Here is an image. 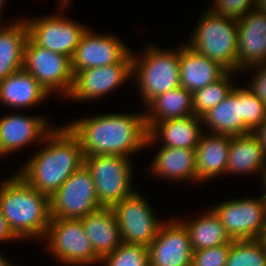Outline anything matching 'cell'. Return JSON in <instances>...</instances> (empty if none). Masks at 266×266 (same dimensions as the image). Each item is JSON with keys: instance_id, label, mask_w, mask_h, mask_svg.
<instances>
[{"instance_id": "cell-1", "label": "cell", "mask_w": 266, "mask_h": 266, "mask_svg": "<svg viewBox=\"0 0 266 266\" xmlns=\"http://www.w3.org/2000/svg\"><path fill=\"white\" fill-rule=\"evenodd\" d=\"M66 125L79 138L84 156L128 157L146 147L145 113H110Z\"/></svg>"}, {"instance_id": "cell-2", "label": "cell", "mask_w": 266, "mask_h": 266, "mask_svg": "<svg viewBox=\"0 0 266 266\" xmlns=\"http://www.w3.org/2000/svg\"><path fill=\"white\" fill-rule=\"evenodd\" d=\"M54 128L44 139L46 146L33 154L17 172L39 192L51 197L82 165L79 138L66 125Z\"/></svg>"}, {"instance_id": "cell-3", "label": "cell", "mask_w": 266, "mask_h": 266, "mask_svg": "<svg viewBox=\"0 0 266 266\" xmlns=\"http://www.w3.org/2000/svg\"><path fill=\"white\" fill-rule=\"evenodd\" d=\"M0 185V208L14 235L19 240L44 238L51 220L50 197L18 173Z\"/></svg>"}, {"instance_id": "cell-4", "label": "cell", "mask_w": 266, "mask_h": 266, "mask_svg": "<svg viewBox=\"0 0 266 266\" xmlns=\"http://www.w3.org/2000/svg\"><path fill=\"white\" fill-rule=\"evenodd\" d=\"M198 22L187 45L236 73L237 20L214 14L207 8Z\"/></svg>"}, {"instance_id": "cell-5", "label": "cell", "mask_w": 266, "mask_h": 266, "mask_svg": "<svg viewBox=\"0 0 266 266\" xmlns=\"http://www.w3.org/2000/svg\"><path fill=\"white\" fill-rule=\"evenodd\" d=\"M148 48L140 58L132 52V74L146 106L160 94L180 87V49Z\"/></svg>"}, {"instance_id": "cell-6", "label": "cell", "mask_w": 266, "mask_h": 266, "mask_svg": "<svg viewBox=\"0 0 266 266\" xmlns=\"http://www.w3.org/2000/svg\"><path fill=\"white\" fill-rule=\"evenodd\" d=\"M130 157L120 155L84 156V165L94 181L97 199L102 207L115 204L132 196V170Z\"/></svg>"}, {"instance_id": "cell-7", "label": "cell", "mask_w": 266, "mask_h": 266, "mask_svg": "<svg viewBox=\"0 0 266 266\" xmlns=\"http://www.w3.org/2000/svg\"><path fill=\"white\" fill-rule=\"evenodd\" d=\"M100 208L94 181L85 165L50 197L51 219H81Z\"/></svg>"}, {"instance_id": "cell-8", "label": "cell", "mask_w": 266, "mask_h": 266, "mask_svg": "<svg viewBox=\"0 0 266 266\" xmlns=\"http://www.w3.org/2000/svg\"><path fill=\"white\" fill-rule=\"evenodd\" d=\"M44 238L50 253L68 266L100 263L80 219H51Z\"/></svg>"}, {"instance_id": "cell-9", "label": "cell", "mask_w": 266, "mask_h": 266, "mask_svg": "<svg viewBox=\"0 0 266 266\" xmlns=\"http://www.w3.org/2000/svg\"><path fill=\"white\" fill-rule=\"evenodd\" d=\"M23 69L30 73L46 91H61L67 97L73 86L72 60L61 53L36 45L28 38L24 49Z\"/></svg>"}, {"instance_id": "cell-10", "label": "cell", "mask_w": 266, "mask_h": 266, "mask_svg": "<svg viewBox=\"0 0 266 266\" xmlns=\"http://www.w3.org/2000/svg\"><path fill=\"white\" fill-rule=\"evenodd\" d=\"M212 210L231 240L259 239L266 230L263 195L259 199H231L219 203Z\"/></svg>"}, {"instance_id": "cell-11", "label": "cell", "mask_w": 266, "mask_h": 266, "mask_svg": "<svg viewBox=\"0 0 266 266\" xmlns=\"http://www.w3.org/2000/svg\"><path fill=\"white\" fill-rule=\"evenodd\" d=\"M120 229L122 243L148 246L157 235L162 221L141 193L135 192L112 207Z\"/></svg>"}, {"instance_id": "cell-12", "label": "cell", "mask_w": 266, "mask_h": 266, "mask_svg": "<svg viewBox=\"0 0 266 266\" xmlns=\"http://www.w3.org/2000/svg\"><path fill=\"white\" fill-rule=\"evenodd\" d=\"M60 15L25 20L29 38L41 48L61 53L72 59L87 27Z\"/></svg>"}, {"instance_id": "cell-13", "label": "cell", "mask_w": 266, "mask_h": 266, "mask_svg": "<svg viewBox=\"0 0 266 266\" xmlns=\"http://www.w3.org/2000/svg\"><path fill=\"white\" fill-rule=\"evenodd\" d=\"M149 266H192L193 247L188 230L178 219L163 222L147 246Z\"/></svg>"}, {"instance_id": "cell-14", "label": "cell", "mask_w": 266, "mask_h": 266, "mask_svg": "<svg viewBox=\"0 0 266 266\" xmlns=\"http://www.w3.org/2000/svg\"><path fill=\"white\" fill-rule=\"evenodd\" d=\"M132 52L121 62L77 71L73 86L66 98L75 100L97 99L113 91L132 77Z\"/></svg>"}, {"instance_id": "cell-15", "label": "cell", "mask_w": 266, "mask_h": 266, "mask_svg": "<svg viewBox=\"0 0 266 266\" xmlns=\"http://www.w3.org/2000/svg\"><path fill=\"white\" fill-rule=\"evenodd\" d=\"M130 52L131 50L114 35L94 34L87 28L71 59L73 73L119 63Z\"/></svg>"}, {"instance_id": "cell-16", "label": "cell", "mask_w": 266, "mask_h": 266, "mask_svg": "<svg viewBox=\"0 0 266 266\" xmlns=\"http://www.w3.org/2000/svg\"><path fill=\"white\" fill-rule=\"evenodd\" d=\"M237 22L236 72L266 65V11L252 9Z\"/></svg>"}, {"instance_id": "cell-17", "label": "cell", "mask_w": 266, "mask_h": 266, "mask_svg": "<svg viewBox=\"0 0 266 266\" xmlns=\"http://www.w3.org/2000/svg\"><path fill=\"white\" fill-rule=\"evenodd\" d=\"M46 118L23 114H7L0 118V155L22 149L35 140H42L54 129Z\"/></svg>"}, {"instance_id": "cell-18", "label": "cell", "mask_w": 266, "mask_h": 266, "mask_svg": "<svg viewBox=\"0 0 266 266\" xmlns=\"http://www.w3.org/2000/svg\"><path fill=\"white\" fill-rule=\"evenodd\" d=\"M201 123V117L195 115L155 123L148 130L146 147L161 137L164 147L196 149L204 134L199 128Z\"/></svg>"}, {"instance_id": "cell-19", "label": "cell", "mask_w": 266, "mask_h": 266, "mask_svg": "<svg viewBox=\"0 0 266 266\" xmlns=\"http://www.w3.org/2000/svg\"><path fill=\"white\" fill-rule=\"evenodd\" d=\"M95 255L101 260L121 244V234L112 208L102 207L80 219Z\"/></svg>"}, {"instance_id": "cell-20", "label": "cell", "mask_w": 266, "mask_h": 266, "mask_svg": "<svg viewBox=\"0 0 266 266\" xmlns=\"http://www.w3.org/2000/svg\"><path fill=\"white\" fill-rule=\"evenodd\" d=\"M226 72L218 62L196 53L187 44L180 47V86L191 93L215 82Z\"/></svg>"}, {"instance_id": "cell-21", "label": "cell", "mask_w": 266, "mask_h": 266, "mask_svg": "<svg viewBox=\"0 0 266 266\" xmlns=\"http://www.w3.org/2000/svg\"><path fill=\"white\" fill-rule=\"evenodd\" d=\"M230 147V136L201 135L195 149L197 182L226 174Z\"/></svg>"}, {"instance_id": "cell-22", "label": "cell", "mask_w": 266, "mask_h": 266, "mask_svg": "<svg viewBox=\"0 0 266 266\" xmlns=\"http://www.w3.org/2000/svg\"><path fill=\"white\" fill-rule=\"evenodd\" d=\"M50 95L46 89L24 69L0 81V102L14 108L31 107Z\"/></svg>"}, {"instance_id": "cell-23", "label": "cell", "mask_w": 266, "mask_h": 266, "mask_svg": "<svg viewBox=\"0 0 266 266\" xmlns=\"http://www.w3.org/2000/svg\"><path fill=\"white\" fill-rule=\"evenodd\" d=\"M151 166L152 173L168 180L197 182L195 149L162 146Z\"/></svg>"}, {"instance_id": "cell-24", "label": "cell", "mask_w": 266, "mask_h": 266, "mask_svg": "<svg viewBox=\"0 0 266 266\" xmlns=\"http://www.w3.org/2000/svg\"><path fill=\"white\" fill-rule=\"evenodd\" d=\"M28 38V26L24 19L0 30V81L23 69Z\"/></svg>"}, {"instance_id": "cell-25", "label": "cell", "mask_w": 266, "mask_h": 266, "mask_svg": "<svg viewBox=\"0 0 266 266\" xmlns=\"http://www.w3.org/2000/svg\"><path fill=\"white\" fill-rule=\"evenodd\" d=\"M266 156L258 139L252 134L230 136V147L226 173H264Z\"/></svg>"}, {"instance_id": "cell-26", "label": "cell", "mask_w": 266, "mask_h": 266, "mask_svg": "<svg viewBox=\"0 0 266 266\" xmlns=\"http://www.w3.org/2000/svg\"><path fill=\"white\" fill-rule=\"evenodd\" d=\"M202 124L211 128L210 134L240 136L242 131L240 88L234 87L231 93L216 106L201 116Z\"/></svg>"}, {"instance_id": "cell-27", "label": "cell", "mask_w": 266, "mask_h": 266, "mask_svg": "<svg viewBox=\"0 0 266 266\" xmlns=\"http://www.w3.org/2000/svg\"><path fill=\"white\" fill-rule=\"evenodd\" d=\"M146 107L147 130L155 123L193 115L192 93L183 87L170 90L154 98Z\"/></svg>"}, {"instance_id": "cell-28", "label": "cell", "mask_w": 266, "mask_h": 266, "mask_svg": "<svg viewBox=\"0 0 266 266\" xmlns=\"http://www.w3.org/2000/svg\"><path fill=\"white\" fill-rule=\"evenodd\" d=\"M180 221L188 230L194 251L229 244L232 241L212 209L192 222Z\"/></svg>"}, {"instance_id": "cell-29", "label": "cell", "mask_w": 266, "mask_h": 266, "mask_svg": "<svg viewBox=\"0 0 266 266\" xmlns=\"http://www.w3.org/2000/svg\"><path fill=\"white\" fill-rule=\"evenodd\" d=\"M232 73L233 71H227L215 82L192 93L193 115L203 116L231 93L234 88V85L232 86L233 83L230 81V74Z\"/></svg>"}, {"instance_id": "cell-30", "label": "cell", "mask_w": 266, "mask_h": 266, "mask_svg": "<svg viewBox=\"0 0 266 266\" xmlns=\"http://www.w3.org/2000/svg\"><path fill=\"white\" fill-rule=\"evenodd\" d=\"M226 266H266V251L259 239L232 240Z\"/></svg>"}, {"instance_id": "cell-31", "label": "cell", "mask_w": 266, "mask_h": 266, "mask_svg": "<svg viewBox=\"0 0 266 266\" xmlns=\"http://www.w3.org/2000/svg\"><path fill=\"white\" fill-rule=\"evenodd\" d=\"M242 131L252 133L266 120V104L249 88H240Z\"/></svg>"}, {"instance_id": "cell-32", "label": "cell", "mask_w": 266, "mask_h": 266, "mask_svg": "<svg viewBox=\"0 0 266 266\" xmlns=\"http://www.w3.org/2000/svg\"><path fill=\"white\" fill-rule=\"evenodd\" d=\"M100 264L104 266H149L148 248L140 244L122 243L116 250L102 258Z\"/></svg>"}, {"instance_id": "cell-33", "label": "cell", "mask_w": 266, "mask_h": 266, "mask_svg": "<svg viewBox=\"0 0 266 266\" xmlns=\"http://www.w3.org/2000/svg\"><path fill=\"white\" fill-rule=\"evenodd\" d=\"M211 10L214 14L239 20L253 8H256V0H214ZM253 7V8H252Z\"/></svg>"}, {"instance_id": "cell-34", "label": "cell", "mask_w": 266, "mask_h": 266, "mask_svg": "<svg viewBox=\"0 0 266 266\" xmlns=\"http://www.w3.org/2000/svg\"><path fill=\"white\" fill-rule=\"evenodd\" d=\"M230 243L193 252L192 266H226Z\"/></svg>"}, {"instance_id": "cell-35", "label": "cell", "mask_w": 266, "mask_h": 266, "mask_svg": "<svg viewBox=\"0 0 266 266\" xmlns=\"http://www.w3.org/2000/svg\"><path fill=\"white\" fill-rule=\"evenodd\" d=\"M257 67V68H256ZM256 68L257 71L252 78L251 85H249V89L263 102L266 104V65H256L249 67Z\"/></svg>"}, {"instance_id": "cell-36", "label": "cell", "mask_w": 266, "mask_h": 266, "mask_svg": "<svg viewBox=\"0 0 266 266\" xmlns=\"http://www.w3.org/2000/svg\"><path fill=\"white\" fill-rule=\"evenodd\" d=\"M11 240H17L18 238L14 235L12 230L10 229L6 218L3 216L1 208H0V242Z\"/></svg>"}, {"instance_id": "cell-37", "label": "cell", "mask_w": 266, "mask_h": 266, "mask_svg": "<svg viewBox=\"0 0 266 266\" xmlns=\"http://www.w3.org/2000/svg\"><path fill=\"white\" fill-rule=\"evenodd\" d=\"M252 134L258 139L260 142V146L262 150L264 151V154L266 156V120L259 125Z\"/></svg>"}, {"instance_id": "cell-38", "label": "cell", "mask_w": 266, "mask_h": 266, "mask_svg": "<svg viewBox=\"0 0 266 266\" xmlns=\"http://www.w3.org/2000/svg\"><path fill=\"white\" fill-rule=\"evenodd\" d=\"M256 9L266 11V0H256Z\"/></svg>"}, {"instance_id": "cell-39", "label": "cell", "mask_w": 266, "mask_h": 266, "mask_svg": "<svg viewBox=\"0 0 266 266\" xmlns=\"http://www.w3.org/2000/svg\"><path fill=\"white\" fill-rule=\"evenodd\" d=\"M2 254H0V266H13L12 263L9 262V260H6Z\"/></svg>"}, {"instance_id": "cell-40", "label": "cell", "mask_w": 266, "mask_h": 266, "mask_svg": "<svg viewBox=\"0 0 266 266\" xmlns=\"http://www.w3.org/2000/svg\"><path fill=\"white\" fill-rule=\"evenodd\" d=\"M259 240L261 241V243L264 246V249L266 251V230L261 234Z\"/></svg>"}, {"instance_id": "cell-41", "label": "cell", "mask_w": 266, "mask_h": 266, "mask_svg": "<svg viewBox=\"0 0 266 266\" xmlns=\"http://www.w3.org/2000/svg\"><path fill=\"white\" fill-rule=\"evenodd\" d=\"M263 177V184H264V186H265V188H266V165H265V169H264V173H263V175H262Z\"/></svg>"}, {"instance_id": "cell-42", "label": "cell", "mask_w": 266, "mask_h": 266, "mask_svg": "<svg viewBox=\"0 0 266 266\" xmlns=\"http://www.w3.org/2000/svg\"><path fill=\"white\" fill-rule=\"evenodd\" d=\"M70 0H61V7L64 8Z\"/></svg>"}, {"instance_id": "cell-43", "label": "cell", "mask_w": 266, "mask_h": 266, "mask_svg": "<svg viewBox=\"0 0 266 266\" xmlns=\"http://www.w3.org/2000/svg\"><path fill=\"white\" fill-rule=\"evenodd\" d=\"M263 201H264V205H265V216H266V192L263 195Z\"/></svg>"}, {"instance_id": "cell-44", "label": "cell", "mask_w": 266, "mask_h": 266, "mask_svg": "<svg viewBox=\"0 0 266 266\" xmlns=\"http://www.w3.org/2000/svg\"><path fill=\"white\" fill-rule=\"evenodd\" d=\"M5 2H6V0H0V9L4 8Z\"/></svg>"}, {"instance_id": "cell-45", "label": "cell", "mask_w": 266, "mask_h": 266, "mask_svg": "<svg viewBox=\"0 0 266 266\" xmlns=\"http://www.w3.org/2000/svg\"><path fill=\"white\" fill-rule=\"evenodd\" d=\"M1 9H0V20H1ZM1 22V21H0ZM3 29L1 26H0V30Z\"/></svg>"}]
</instances>
